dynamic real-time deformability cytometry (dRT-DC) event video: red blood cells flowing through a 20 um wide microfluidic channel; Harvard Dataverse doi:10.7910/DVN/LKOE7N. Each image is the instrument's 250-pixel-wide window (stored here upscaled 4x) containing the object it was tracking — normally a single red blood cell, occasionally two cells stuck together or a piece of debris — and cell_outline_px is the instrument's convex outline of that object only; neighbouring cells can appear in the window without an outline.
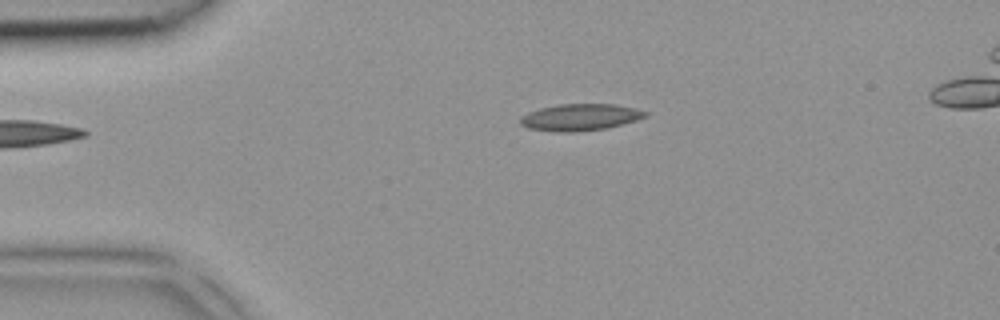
{"species": "common noctule bat (a hibernating species)", "species_latin": "Nyctalus noctula", "temperature_condition": "room temperature", "stored_images_in_passage": 3, "camera_frame_rate_fps": 3000, "um_per_image_px": 0.085, "animal": {"sex": "female", "body_mass_g": 18.4}, "frame": {"image": 1, "passage_image": 3, "time_ms": 0.667, "image_size_px": [1000, 320], "cell_outline_px": [[648, 116], [636, 120], [608, 128], [576, 132], [560, 132], [528, 128], [520, 124], [520, 116], [528, 112], [540, 108], [560, 104], [616, 104], [636, 108], [648, 112]], "centroid_in_image_um": [49.33, 9.96], "position_along_channel_um": 35.7, "area_um2": 19.59}}